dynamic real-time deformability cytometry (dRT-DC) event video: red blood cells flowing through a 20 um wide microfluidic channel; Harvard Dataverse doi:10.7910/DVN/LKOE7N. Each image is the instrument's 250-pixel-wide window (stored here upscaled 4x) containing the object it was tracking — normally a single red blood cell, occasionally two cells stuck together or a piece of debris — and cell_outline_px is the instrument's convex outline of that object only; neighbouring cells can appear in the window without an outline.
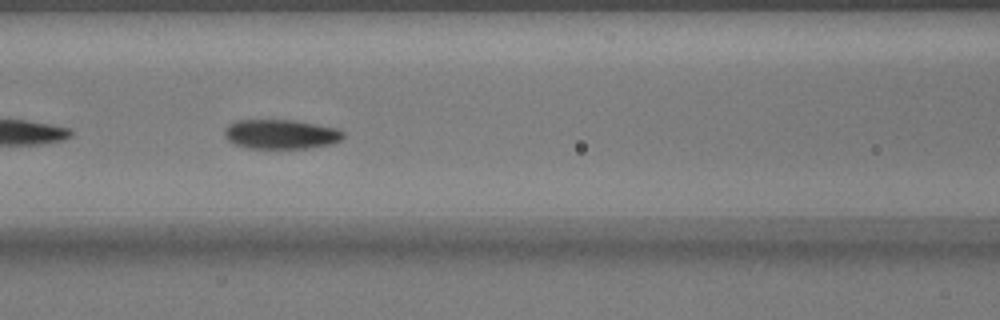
{"species": "common noctule bat (a hibernating species)", "species_latin": "Nyctalus noctula", "temperature_condition": "warm", "stored_images_in_passage": 39, "segment_of_instrument_passage": [2, 2], "camera_frame_rate_fps": 3000, "um_per_image_px": 0.085, "animal": {"sex": "male", "body_mass_g": 17.9}, "frame": {"image": 1, "passage_image": 23, "time_ms": 7.333, "image_size_px": [1000, 320], "cell_outline_px": [[344, 136], [340, 140], [332, 144], [308, 148], [248, 148], [232, 144], [224, 136], [224, 128], [228, 124], [236, 120], [296, 120], [336, 128], [344, 132]], "centroid_in_image_um": [23.84, 11.4], "position_along_channel_um": 142.8, "area_um2": 20.58}}
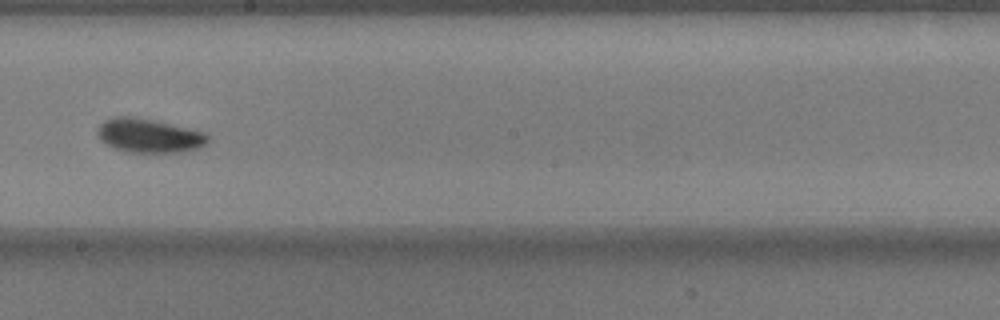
{"frame": {"image": 2, "passage_image": 30, "time_ms": 9.667, "image_size_px": [1000, 320], "cell_outline_px": [[208, 144], [184, 152], [124, 152], [100, 140], [96, 132], [100, 124], [104, 120], [116, 116], [132, 116], [152, 120], [208, 132]], "centroid_in_image_um": [12.68, 11.53], "position_along_channel_um": 235.5, "area_um2": 21.91}}
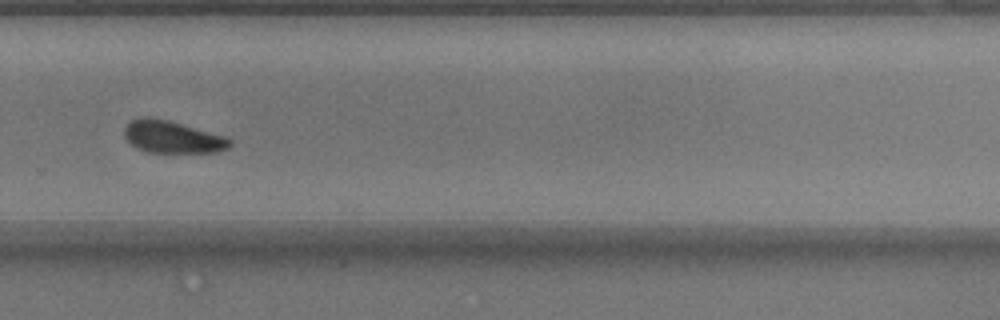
{"frame": {"image": 3, "passage_image": 36, "time_ms": 11.667, "image_size_px": [1000, 320], "cell_outline_px": [[232, 144], [228, 148], [216, 152], [148, 152], [136, 148], [124, 136], [124, 128], [132, 120], [144, 116], [168, 120], [224, 136], [232, 140]], "centroid_in_image_um": [14.64, 11.64], "position_along_channel_um": 315.2, "area_um2": 19.59}}